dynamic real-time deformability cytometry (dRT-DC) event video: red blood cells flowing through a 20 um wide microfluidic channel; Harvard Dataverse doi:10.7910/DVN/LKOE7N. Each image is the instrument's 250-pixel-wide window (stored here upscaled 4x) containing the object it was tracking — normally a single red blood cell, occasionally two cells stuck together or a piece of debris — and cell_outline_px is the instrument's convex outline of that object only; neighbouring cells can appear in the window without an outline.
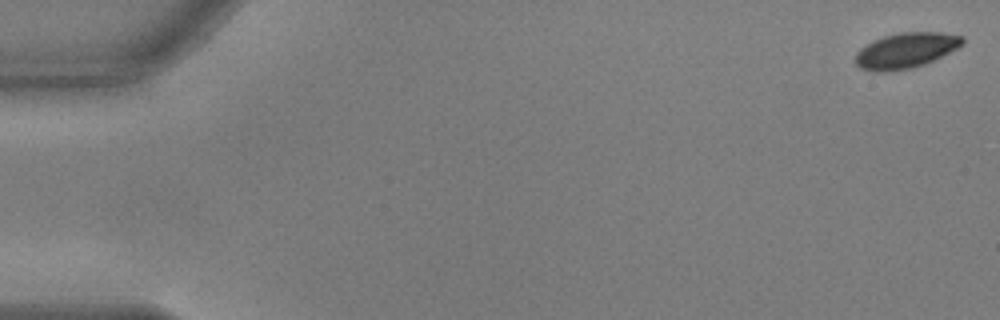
{"species": "common noctule bat (a hibernating species)", "species_latin": "Nyctalus noctula", "temperature_condition": "warm", "stored_images_in_passage": 8, "camera_frame_rate_fps": 3000, "um_per_image_px": 0.085, "animal": {"sex": "male", "body_mass_g": 17.9, "forearm_length_mm": 54.2}, "frame": {"image": 1, "passage_image": 1, "time_ms": 0.0, "image_size_px": [1000, 320], "cell_outline_px": [[964, 44], [924, 64], [912, 68], [884, 72], [876, 72], [860, 68], [856, 64], [856, 52], [860, 48], [872, 40], [884, 36], [900, 32], [940, 32], [964, 36]], "centroid_in_image_um": [76.97, 4.28], "position_along_channel_um": 8.0, "area_um2": 22.02}}